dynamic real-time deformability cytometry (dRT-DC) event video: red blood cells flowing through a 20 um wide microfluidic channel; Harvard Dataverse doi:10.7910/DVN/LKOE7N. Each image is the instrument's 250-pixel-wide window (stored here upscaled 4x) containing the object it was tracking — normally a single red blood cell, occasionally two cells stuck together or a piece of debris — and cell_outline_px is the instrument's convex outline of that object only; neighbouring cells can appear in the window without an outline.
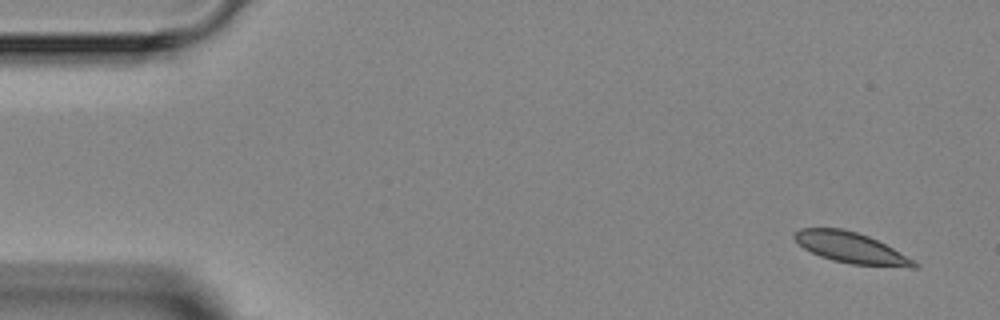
{"species": "Egyptian fruit bat (a non-hibernating species)", "species_latin": "Rousettus aegyptiacus", "temperature_condition": "room temperature", "stored_images_in_passage": 5, "camera_frame_rate_fps": 3000, "um_per_image_px": 0.085, "animal": {"sex": "female"}, "frame": {"image": 1, "passage_image": 1, "time_ms": 0.0, "image_size_px": [1000, 320], "cell_outline_px": [[920, 264], [916, 268], [912, 268], [852, 264], [832, 260], [820, 256], [804, 248], [792, 236], [800, 228], [840, 228], [856, 232], [868, 236], [916, 260]], "centroid_in_image_um": [72.38, 21.08], "position_along_channel_um": 12.6, "area_um2": 21.33}}